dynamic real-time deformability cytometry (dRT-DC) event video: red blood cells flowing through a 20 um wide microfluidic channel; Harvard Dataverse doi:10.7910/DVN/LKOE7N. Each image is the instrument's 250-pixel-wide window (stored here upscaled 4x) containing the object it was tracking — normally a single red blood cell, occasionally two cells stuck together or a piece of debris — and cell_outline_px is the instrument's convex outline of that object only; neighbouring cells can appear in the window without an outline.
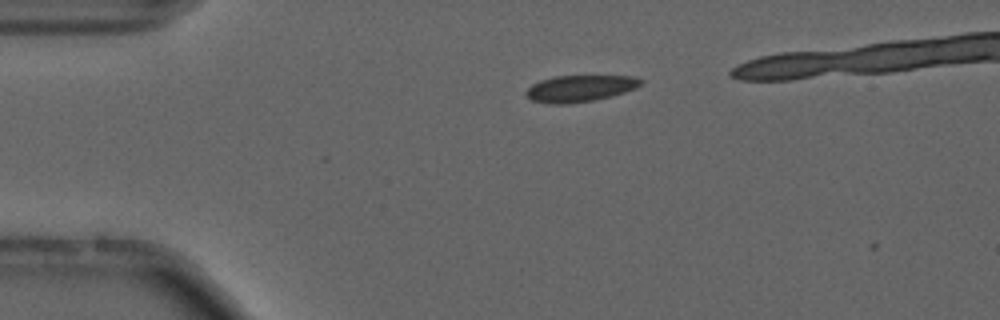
{"species": "common noctule bat (a hibernating species)", "species_latin": "Nyctalus noctula", "temperature_condition": "cold", "stored_images_in_passage": 7, "camera_frame_rate_fps": 3000, "um_per_image_px": 0.085, "animal": {"sex": "male", "forearm_length_mm": 52.5}, "frame": {"image": 1, "passage_image": 4, "time_ms": 1.0, "image_size_px": [1000, 320], "cell_outline_px": [[644, 80], [636, 88], [612, 96], [592, 100], [568, 104], [548, 104], [532, 100], [524, 92], [532, 84], [540, 80], [556, 76], [632, 76]], "centroid_in_image_um": [49.28, 7.52], "position_along_channel_um": 35.7, "area_um2": 17.69}}